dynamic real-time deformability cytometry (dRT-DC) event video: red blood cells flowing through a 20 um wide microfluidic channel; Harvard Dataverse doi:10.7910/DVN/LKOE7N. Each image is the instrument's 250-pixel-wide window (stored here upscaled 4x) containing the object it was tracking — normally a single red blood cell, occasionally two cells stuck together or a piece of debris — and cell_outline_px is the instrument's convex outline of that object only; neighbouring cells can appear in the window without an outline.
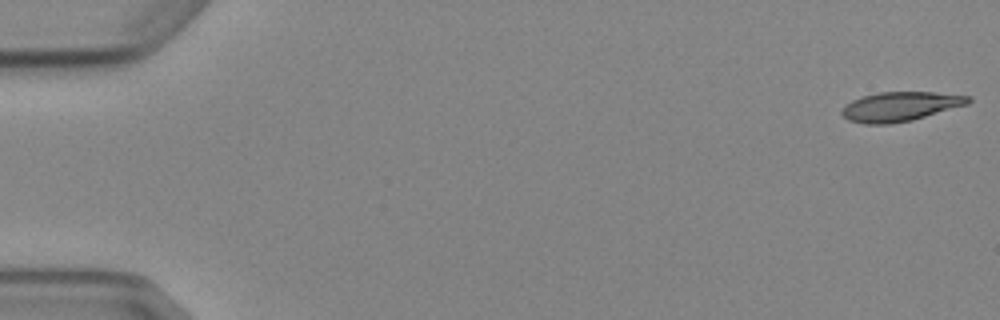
{"species": "Egyptian fruit bat (a non-hibernating species)", "species_latin": "Rousettus aegyptiacus", "temperature_condition": "cold", "stored_images_in_passage": 6, "camera_frame_rate_fps": 3000, "um_per_image_px": 0.085, "animal": {"sex": "female"}, "frame": {"image": 1, "passage_image": 1, "time_ms": 0.0, "image_size_px": [1000, 320], "cell_outline_px": [[972, 100], [968, 104], [912, 120], [888, 124], [864, 124], [848, 120], [840, 112], [852, 100], [860, 96], [880, 92], [936, 92], [972, 96]], "centroid_in_image_um": [76.54, 9.04], "position_along_channel_um": 8.5, "area_um2": 21.62}}
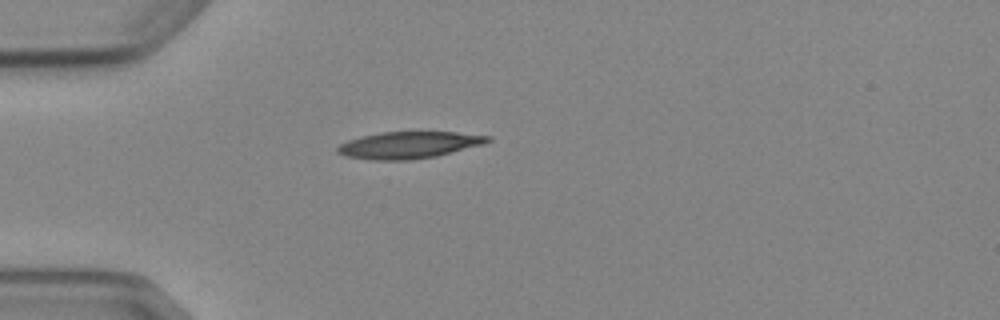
{"frame": {"image": 2, "passage_image": 5, "time_ms": 4.667, "image_size_px": [1000, 320], "cell_outline_px": [[492, 140], [484, 144], [436, 156], [408, 160], [372, 160], [344, 156], [336, 152], [336, 148], [340, 144], [348, 140], [360, 136], [380, 132], [456, 132], [492, 136]], "centroid_in_image_um": [34.74, 12.32], "position_along_channel_um": 50.3, "area_um2": 23.58}}